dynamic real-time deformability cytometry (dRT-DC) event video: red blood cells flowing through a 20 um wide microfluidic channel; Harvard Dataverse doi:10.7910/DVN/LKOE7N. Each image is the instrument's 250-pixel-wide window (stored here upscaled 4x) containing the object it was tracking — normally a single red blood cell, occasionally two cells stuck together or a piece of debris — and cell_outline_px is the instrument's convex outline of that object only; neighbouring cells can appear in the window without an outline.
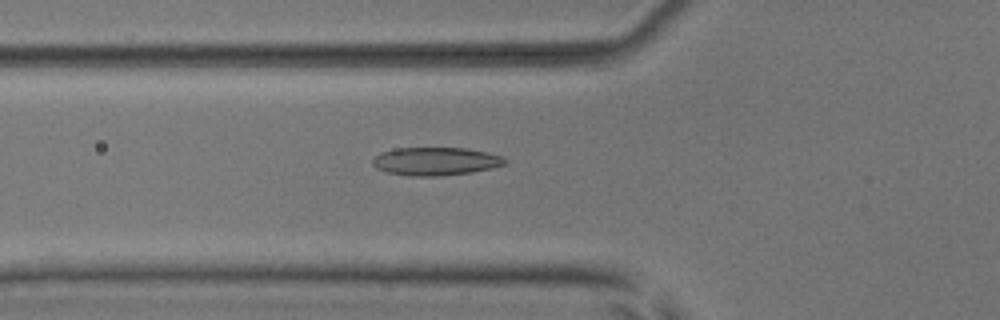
{"species": "common noctule bat (a hibernating species)", "species_latin": "Nyctalus noctula", "temperature_condition": "room temperature", "stored_images_in_passage": 33, "camera_frame_rate_fps": 3000, "um_per_image_px": 0.085, "animal": {"sex": "male", "body_mass_g": 17.9, "forearm_length_mm": 54.2}, "frame": {"image": 1, "passage_image": 11, "time_ms": 3.333, "image_size_px": [1000, 320], "cell_outline_px": [[508, 160], [504, 164], [492, 168], [472, 172], [436, 176], [408, 176], [388, 172], [376, 168], [372, 164], [372, 160], [380, 152], [396, 148], [468, 148], [500, 156]], "centroid_in_image_um": [37.0, 13.71], "position_along_channel_um": 88.8, "area_um2": 21.56}}
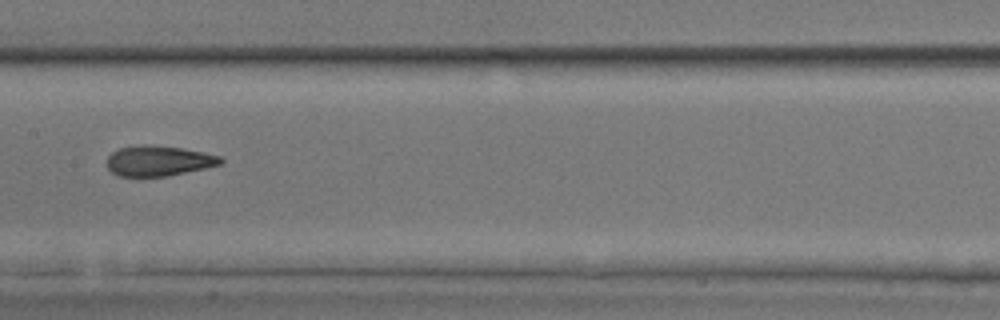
{"frame": {"image": 2, "passage_image": 19, "time_ms": 6.0, "image_size_px": [1000, 320], "cell_outline_px": [[224, 160], [220, 164], [204, 168], [164, 176], [120, 176], [112, 172], [108, 168], [108, 156], [112, 152], [120, 148], [140, 144], [144, 144], [180, 148], [220, 156]], "centroid_in_image_um": [13.44, 13.66], "position_along_channel_um": 194.0, "area_um2": 19.65}}
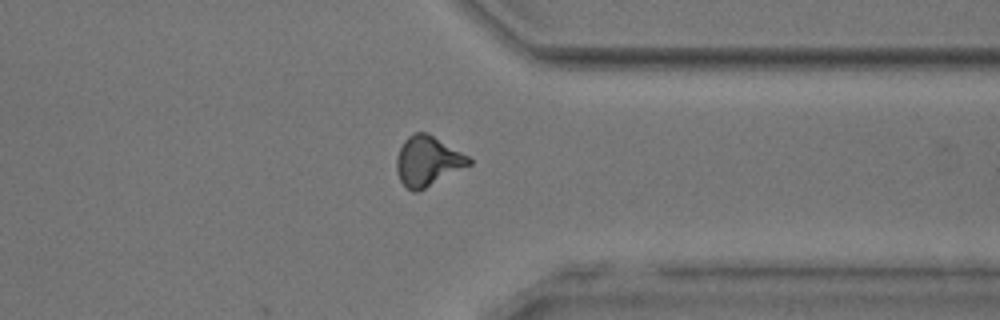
{"frame": {"image": 3, "passage_image": 33, "time_ms": 10.667, "image_size_px": [1000, 320], "cell_outline_px": [[472, 164], [416, 192], [412, 192], [400, 180], [396, 172], [396, 156], [404, 140], [408, 136], [416, 132], [428, 132], [468, 156], [472, 160]], "centroid_in_image_um": [36.33, 13.67], "position_along_channel_um": 375.1, "area_um2": 20.87}, "authors_computed_cell_mechanics": {"area_um2": 20.6346, "velocity_mm_per_s": 3.938, "shape_relaxation_time_tau1_ms": 7.1724, "shape_relaxation_time_tau2_ms": 1.9246, "deformation_change_tau1": 0.2019, "deformation_change_tau2": 0.099}}